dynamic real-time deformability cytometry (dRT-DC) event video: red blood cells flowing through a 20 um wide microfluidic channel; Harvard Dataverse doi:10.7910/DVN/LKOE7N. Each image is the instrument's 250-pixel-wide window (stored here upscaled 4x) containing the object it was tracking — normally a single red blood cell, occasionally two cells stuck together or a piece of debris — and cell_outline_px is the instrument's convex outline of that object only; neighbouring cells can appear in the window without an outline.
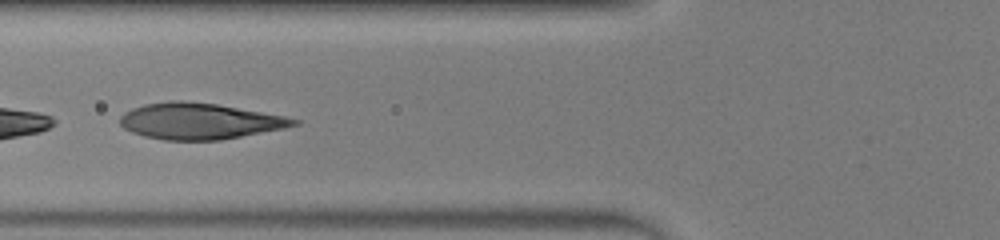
{"species": "human", "species_latin": "Homo sapiens", "temperature_condition": "warm", "stored_images_in_passage": 31, "camera_frame_rate_fps": 3000, "um_per_image_px": 0.085, "donor": {"sex": "male"}, "frame": {"image": 1, "passage_image": 5, "time_ms": 1.333, "image_size_px": [1000, 240], "cell_outline_px": [[300, 124], [284, 128], [220, 140], [164, 140], [144, 136], [132, 132], [124, 128], [120, 124], [120, 116], [124, 112], [132, 108], [144, 104], [172, 100], [180, 100], [216, 104], [284, 116], [300, 120]], "centroid_in_image_um": [16.93, 10.29], "position_along_channel_um": 108.9, "area_um2": 36.41}}
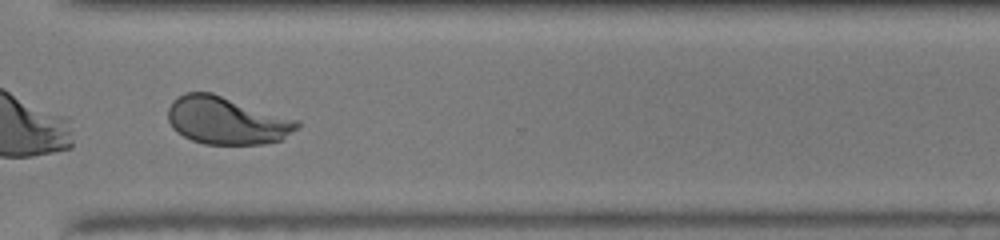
{"frame": {"image": 2, "passage_image": 22, "time_ms": 7.0, "image_size_px": [1000, 240], "cell_outline_px": [[300, 128], [284, 140], [264, 144], [204, 144], [192, 140], [176, 132], [172, 128], [168, 120], [168, 108], [172, 100], [184, 92], [212, 92], [300, 120]], "centroid_in_image_um": [19.31, 10.24], "position_along_channel_um": 351.3, "area_um2": 36.47}, "authors_computed_cell_mechanics": {"area_um2": 36.4718, "velocity_mm_per_s": 4.2751, "shape_relaxation_time_tau1_ms": 3.1381, "shape_relaxation_time_tau2_ms": null, "deformation_change_tau1": 0.2029, "deformation_change_tau2": null}}